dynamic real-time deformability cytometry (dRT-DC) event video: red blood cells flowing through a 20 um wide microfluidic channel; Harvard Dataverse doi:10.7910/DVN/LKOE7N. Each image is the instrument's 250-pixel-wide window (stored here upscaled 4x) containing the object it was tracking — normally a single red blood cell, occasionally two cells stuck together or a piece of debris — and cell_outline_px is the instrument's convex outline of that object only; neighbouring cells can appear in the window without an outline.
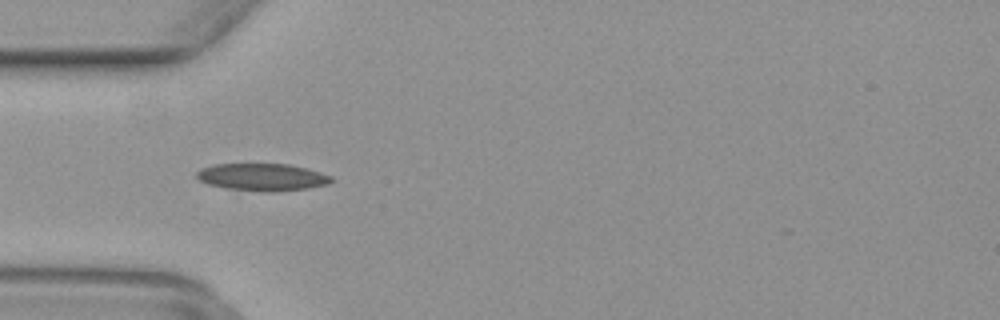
{"species": "common noctule bat (a hibernating species)", "species_latin": "Nyctalus noctula", "temperature_condition": "warm", "stored_images_in_passage": 47, "camera_frame_rate_fps": 3000, "um_per_image_px": 0.085, "animal": {"sex": "female", "body_mass_g": 29.2, "forearm_length_mm": 56.3}, "frame": {"image": 1, "passage_image": 12, "time_ms": 3.667, "image_size_px": [1000, 320], "cell_outline_px": [[332, 180], [328, 184], [308, 188], [272, 192], [264, 192], [224, 188], [208, 184], [200, 180], [196, 176], [196, 172], [200, 168], [212, 164], [288, 164], [308, 168], [332, 176]], "centroid_in_image_um": [22.27, 15.05], "position_along_channel_um": 62.7, "area_um2": 21.56}}
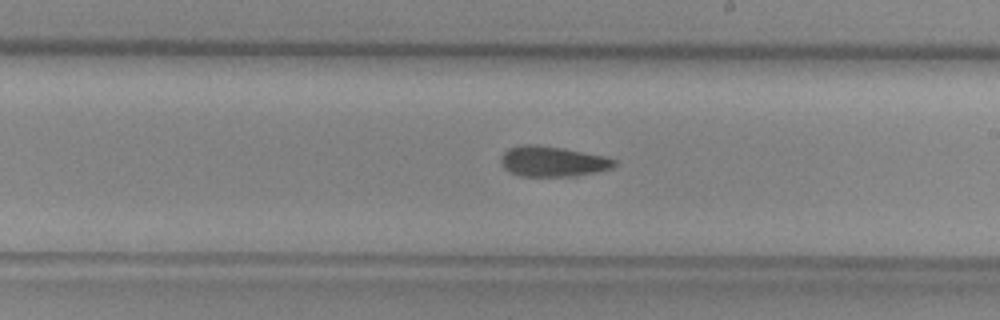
{"frame": {"image": 2, "passage_image": 25, "time_ms": 8.0, "image_size_px": [1000, 320], "cell_outline_px": [[616, 164], [612, 168], [576, 176], [520, 176], [504, 168], [500, 160], [500, 156], [508, 148], [524, 144], [536, 144], [564, 148], [608, 156], [616, 160]], "centroid_in_image_um": [46.99, 13.71], "position_along_channel_um": 242.0, "area_um2": 20.23}}
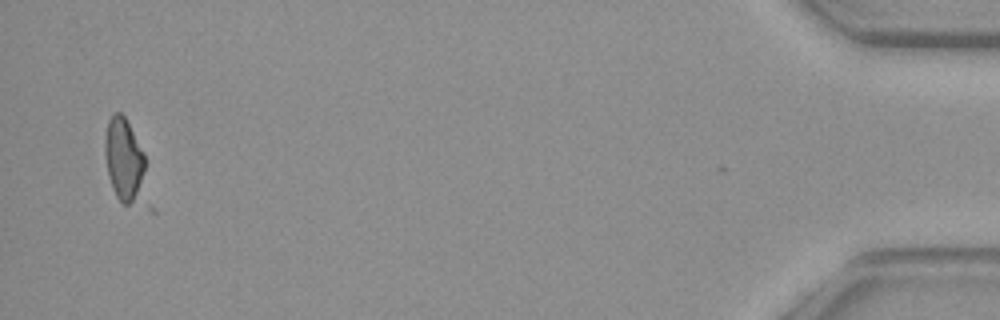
{"frame": {"image": 3, "passage_image": 45, "time_ms": 14.667, "image_size_px": [1000, 320], "cell_outline_px": [[156, 212], [152, 212], [124, 204], [116, 196], [112, 188], [108, 176], [104, 156], [104, 140], [108, 120], [112, 112], [120, 112], [124, 116], [144, 152], [156, 208]], "centroid_in_image_um": [10.81, 14.03], "position_along_channel_um": 424.4, "area_um2": 23.52}}